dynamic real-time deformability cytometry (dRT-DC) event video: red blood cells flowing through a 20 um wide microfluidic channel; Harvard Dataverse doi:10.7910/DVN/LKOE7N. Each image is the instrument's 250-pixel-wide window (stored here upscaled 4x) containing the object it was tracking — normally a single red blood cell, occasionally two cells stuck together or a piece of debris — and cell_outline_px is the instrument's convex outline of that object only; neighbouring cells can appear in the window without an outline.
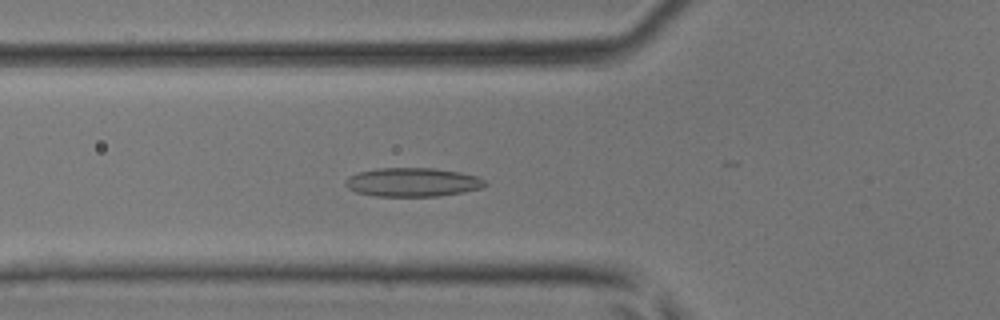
{"species": "common noctule bat (a hibernating species)", "species_latin": "Nyctalus noctula", "temperature_condition": "room temperature", "stored_images_in_passage": 41, "camera_frame_rate_fps": 3000, "um_per_image_px": 0.085, "animal": {"sex": "male", "body_mass_g": 17.9, "forearm_length_mm": 54.2}, "frame": {"image": 1, "passage_image": 17, "time_ms": 5.333, "image_size_px": [1000, 320], "cell_outline_px": [[488, 184], [480, 188], [464, 192], [436, 196], [376, 196], [356, 192], [348, 188], [344, 184], [344, 180], [348, 176], [360, 172], [376, 168], [432, 168], [460, 172], [480, 176]], "centroid_in_image_um": [35.07, 15.48], "position_along_channel_um": 90.7, "area_um2": 23.52}}
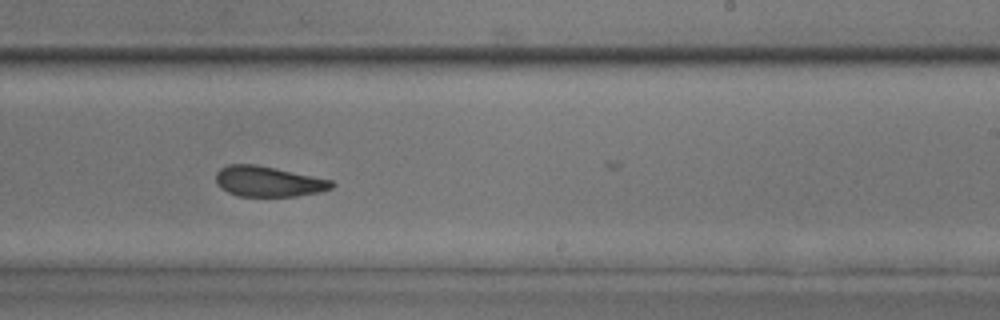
{"frame": {"image": 2, "passage_image": 29, "time_ms": 9.333, "image_size_px": [1000, 320], "cell_outline_px": [[336, 184], [332, 188], [320, 192], [296, 196], [236, 196], [220, 188], [216, 184], [216, 172], [220, 168], [228, 164], [256, 164], [276, 168], [332, 180]], "centroid_in_image_um": [22.79, 15.42], "position_along_channel_um": 266.2, "area_um2": 20.69}}
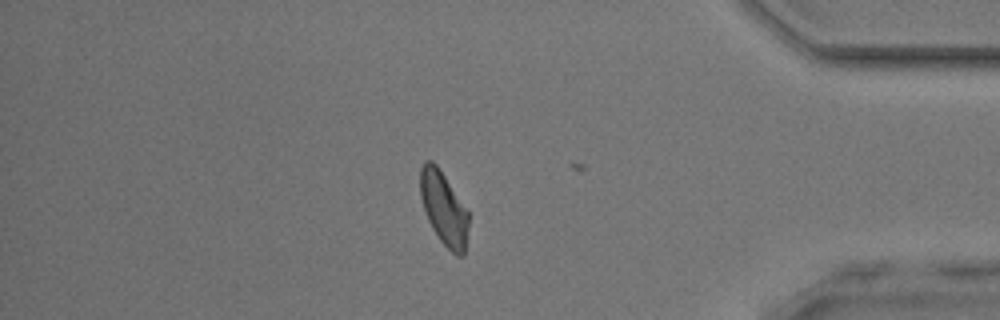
{"frame": {"image": 3, "passage_image": 40, "time_ms": 13.0, "image_size_px": [1000, 320], "cell_outline_px": [[468, 228], [464, 256], [456, 256], [440, 240], [432, 228], [428, 220], [420, 196], [420, 168], [424, 160], [432, 160], [436, 164], [468, 212]], "centroid_in_image_um": [37.7, 17.72], "position_along_channel_um": 397.5, "area_um2": 20.35}}